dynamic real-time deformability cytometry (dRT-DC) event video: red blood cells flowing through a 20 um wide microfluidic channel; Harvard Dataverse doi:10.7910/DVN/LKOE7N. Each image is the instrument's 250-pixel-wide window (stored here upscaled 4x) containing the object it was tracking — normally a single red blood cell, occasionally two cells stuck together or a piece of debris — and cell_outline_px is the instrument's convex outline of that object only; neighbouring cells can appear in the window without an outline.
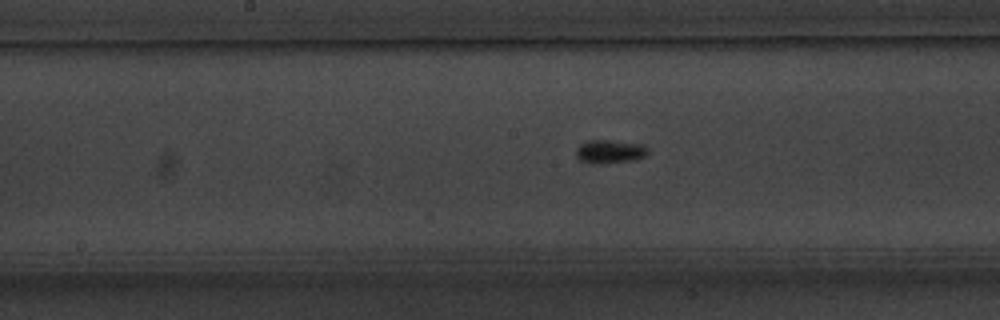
{"species": "common noctule bat (a hibernating species)", "species_latin": "Nyctalus noctula", "temperature_condition": "warm", "stored_images_in_passage": 50, "camera_frame_rate_fps": 3000, "um_per_image_px": 0.085, "animal": {"sex": "male", "body_mass_g": 20.1, "forearm_length_mm": 53.5}, "frame": {"image": 1, "passage_image": 23, "time_ms": 7.333, "image_size_px": [1000, 320], "cell_outline_px": [[648, 152], [644, 156], [636, 160], [604, 164], [592, 164], [580, 160], [576, 156], [576, 148], [580, 144], [588, 140], [608, 140], [644, 144], [648, 148]], "centroid_in_image_um": [51.83, 12.89], "position_along_channel_um": 196.4, "area_um2": 10.06}}